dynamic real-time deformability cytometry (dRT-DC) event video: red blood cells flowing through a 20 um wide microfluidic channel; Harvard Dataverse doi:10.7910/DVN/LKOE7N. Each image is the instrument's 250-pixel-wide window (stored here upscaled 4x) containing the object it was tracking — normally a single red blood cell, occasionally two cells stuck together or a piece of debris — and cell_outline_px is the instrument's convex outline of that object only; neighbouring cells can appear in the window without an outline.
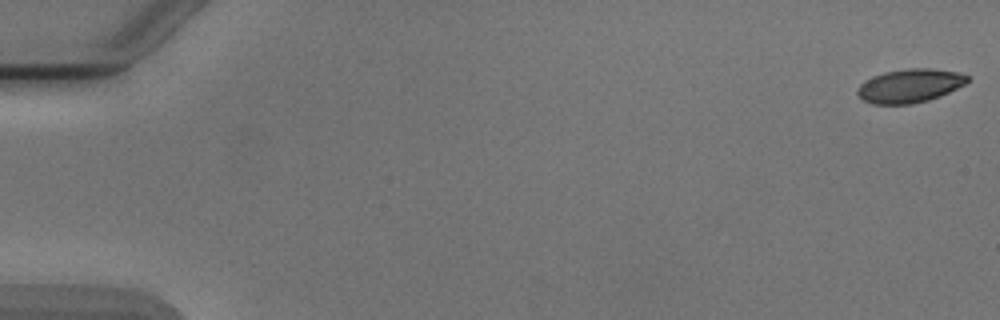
{"species": "Egyptian fruit bat (a non-hibernating species)", "species_latin": "Rousettus aegyptiacus", "temperature_condition": "cold", "stored_images_in_passage": 7, "camera_frame_rate_fps": 3000, "um_per_image_px": 0.085, "animal": {"sex": "male"}, "frame": {"image": 1, "passage_image": 1, "time_ms": 0.0, "image_size_px": [1000, 320], "cell_outline_px": [[968, 80], [964, 84], [940, 96], [928, 100], [912, 104], [872, 104], [864, 100], [856, 92], [856, 88], [860, 84], [872, 76], [884, 72], [908, 68], [928, 68], [956, 72], [968, 76]], "centroid_in_image_um": [77.29, 7.29], "position_along_channel_um": 7.7, "area_um2": 21.39}}
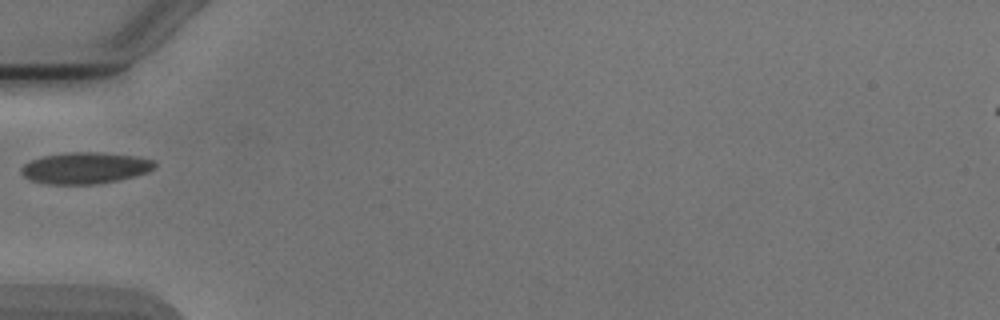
{"frame": {"image": 2, "passage_image": 6, "time_ms": 6.0, "image_size_px": [1000, 320], "cell_outline_px": [[156, 168], [148, 172], [136, 176], [120, 180], [100, 184], [48, 184], [32, 180], [24, 176], [20, 172], [20, 168], [24, 164], [40, 156], [64, 152], [100, 152], [136, 156], [156, 160]], "centroid_in_image_um": [7.28, 14.27], "position_along_channel_um": 77.7, "area_um2": 24.85}}
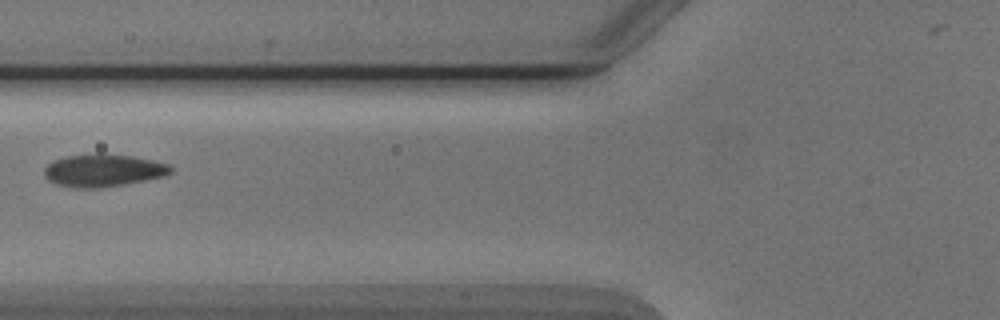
{"frame": {"image": 3, "passage_image": 7, "time_ms": 7.0, "image_size_px": [1000, 320], "cell_outline_px": [[172, 172], [164, 176], [124, 184], [92, 188], [76, 188], [56, 184], [48, 180], [44, 176], [44, 168], [52, 160], [64, 156], [96, 152], [104, 152], [132, 156], [152, 160], [168, 164], [172, 168]], "centroid_in_image_um": [8.72, 14.45], "position_along_channel_um": 117.1, "area_um2": 24.28}}